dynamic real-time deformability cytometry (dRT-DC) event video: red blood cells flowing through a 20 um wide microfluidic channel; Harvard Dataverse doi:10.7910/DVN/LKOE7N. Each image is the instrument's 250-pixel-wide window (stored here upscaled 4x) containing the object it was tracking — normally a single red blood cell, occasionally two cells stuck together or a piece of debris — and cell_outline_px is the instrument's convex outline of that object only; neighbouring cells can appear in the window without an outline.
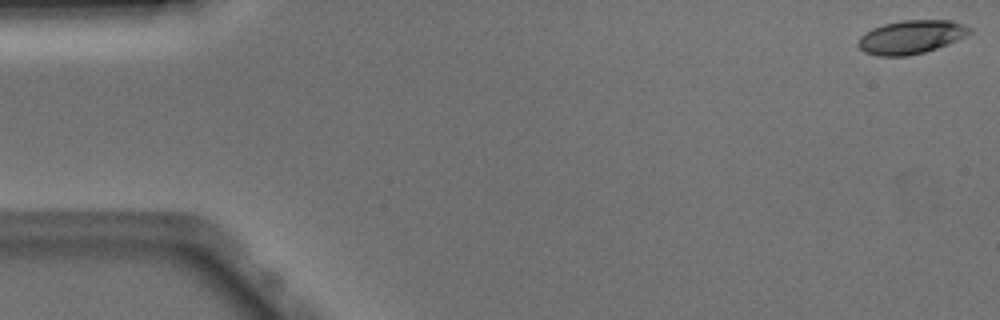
{"species": "Egyptian fruit bat (a non-hibernating species)", "species_latin": "Rousettus aegyptiacus", "temperature_condition": "warm", "stored_images_in_passage": 51, "camera_frame_rate_fps": 3000, "um_per_image_px": 0.085, "animal": {"sex": "male"}, "frame": {"image": 1, "passage_image": 1, "time_ms": 0.0, "image_size_px": [1000, 320], "cell_outline_px": [[972, 32], [948, 44], [924, 52], [908, 56], [876, 56], [864, 52], [856, 44], [860, 36], [864, 32], [872, 28], [884, 24], [900, 20], [952, 20], [972, 28]], "centroid_in_image_um": [77.4, 3.14], "position_along_channel_um": 7.6, "area_um2": 21.91}}
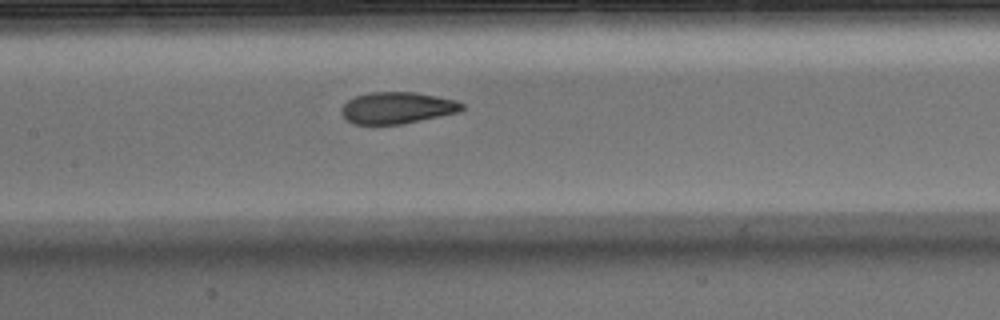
{"frame": {"image": 2, "passage_image": 24, "time_ms": 7.667, "image_size_px": [1000, 320], "cell_outline_px": [[464, 108], [460, 112], [400, 124], [352, 124], [340, 112], [340, 108], [348, 100], [356, 96], [368, 92], [416, 92], [456, 100], [464, 104]], "centroid_in_image_um": [33.76, 9.16], "position_along_channel_um": 173.6, "area_um2": 22.2}}
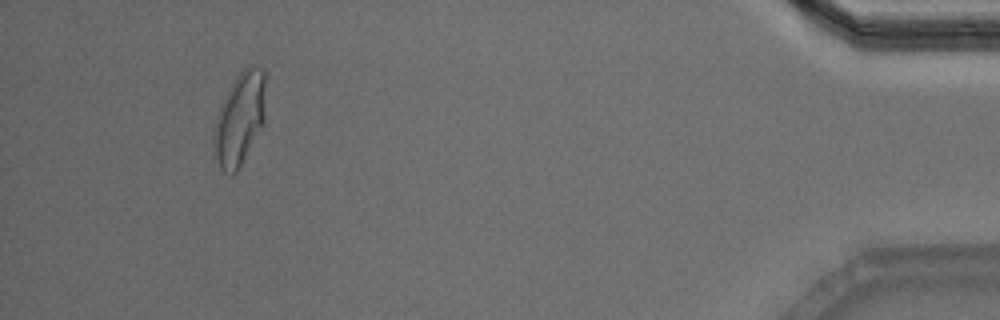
{"frame": {"image": 3, "passage_image": 48, "time_ms": 15.667, "image_size_px": [1000, 320], "cell_outline_px": [[264, 120], [236, 172], [232, 176], [224, 172], [220, 168], [212, 144], [212, 128], [220, 104], [236, 76], [248, 64], [252, 64], [264, 68]], "centroid_in_image_um": [20.32, 10.06], "position_along_channel_um": 414.9, "area_um2": 27.8}, "authors_computed_cell_mechanics": {"area_um2": 22.7732, "velocity_mm_per_s": 3.8842, "shape_relaxation_time_tau1_ms": 5.187, "shape_relaxation_time_tau2_ms": 1.3463, "deformation_change_tau1": 0.1916, "deformation_change_tau2": 0.0623}}